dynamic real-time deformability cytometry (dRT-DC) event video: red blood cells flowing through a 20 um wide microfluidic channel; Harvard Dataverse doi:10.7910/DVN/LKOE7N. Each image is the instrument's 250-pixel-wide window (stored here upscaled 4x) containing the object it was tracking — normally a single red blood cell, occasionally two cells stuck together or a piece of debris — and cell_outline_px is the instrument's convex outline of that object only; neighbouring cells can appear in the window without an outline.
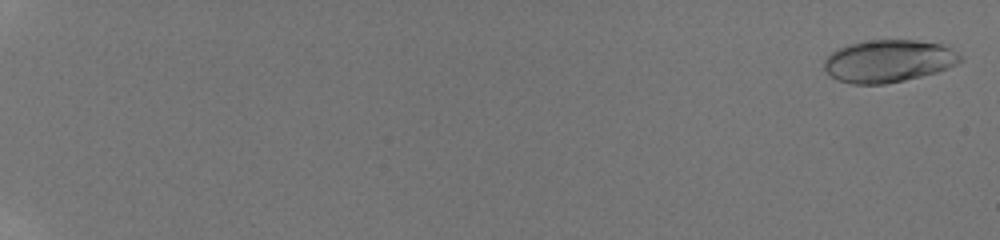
{"species": "human", "species_latin": "Homo sapiens", "temperature_condition": "room temperature", "stored_images_in_passage": 57, "camera_frame_rate_fps": 3000, "um_per_image_px": 0.085, "donor": {"sex": "male"}, "frame": {"image": 1, "passage_image": 2, "time_ms": 0.333, "image_size_px": [1000, 240], "cell_outline_px": [[964, 60], [948, 68], [936, 72], [904, 80], [884, 84], [852, 84], [836, 80], [824, 68], [824, 60], [832, 52], [848, 44], [872, 40], [916, 40], [940, 44], [956, 52]], "centroid_in_image_um": [75.51, 5.19], "position_along_channel_um": 9.5, "area_um2": 33.35}}
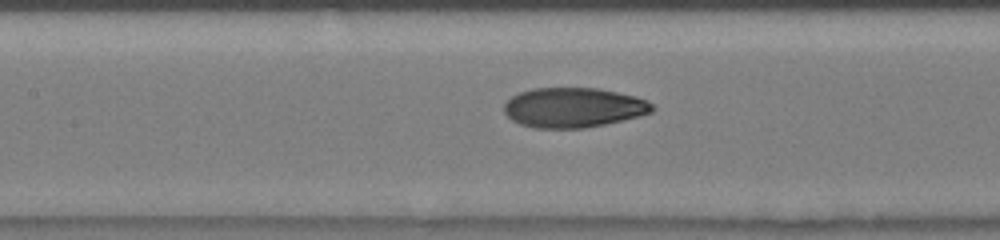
{"frame": {"image": 2, "passage_image": 32, "time_ms": 10.333, "image_size_px": [1000, 240], "cell_outline_px": [[656, 108], [652, 112], [640, 116], [604, 124], [584, 128], [532, 128], [520, 124], [512, 120], [504, 112], [504, 104], [512, 96], [520, 92], [532, 88], [596, 88], [636, 96], [648, 100]], "centroid_in_image_um": [48.75, 9.14], "position_along_channel_um": 158.7, "area_um2": 34.45}}
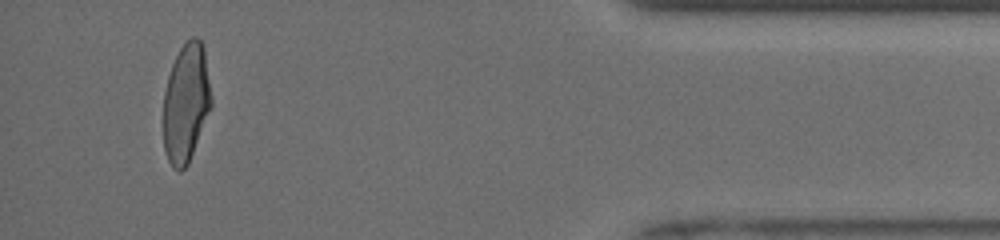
{"frame": {"image": 3, "passage_image": 55, "time_ms": 18.0, "image_size_px": [1000, 240], "cell_outline_px": [[212, 108], [188, 164], [180, 172], [172, 168], [168, 160], [164, 148], [164, 92], [168, 76], [172, 64], [180, 48], [192, 36], [196, 36], [204, 44], [212, 100]], "centroid_in_image_um": [15.83, 8.75], "position_along_channel_um": 419.4, "area_um2": 33.47}, "authors_computed_cell_mechanics": {"area_um2": 33.8708, "velocity_mm_per_s": 3.9723, "shape_relaxation_time_tau1_ms": 3.9687, "shape_relaxation_time_tau2_ms": 0.8281, "deformation_change_tau1": 0.1929, "deformation_change_tau2": 0.0576}}